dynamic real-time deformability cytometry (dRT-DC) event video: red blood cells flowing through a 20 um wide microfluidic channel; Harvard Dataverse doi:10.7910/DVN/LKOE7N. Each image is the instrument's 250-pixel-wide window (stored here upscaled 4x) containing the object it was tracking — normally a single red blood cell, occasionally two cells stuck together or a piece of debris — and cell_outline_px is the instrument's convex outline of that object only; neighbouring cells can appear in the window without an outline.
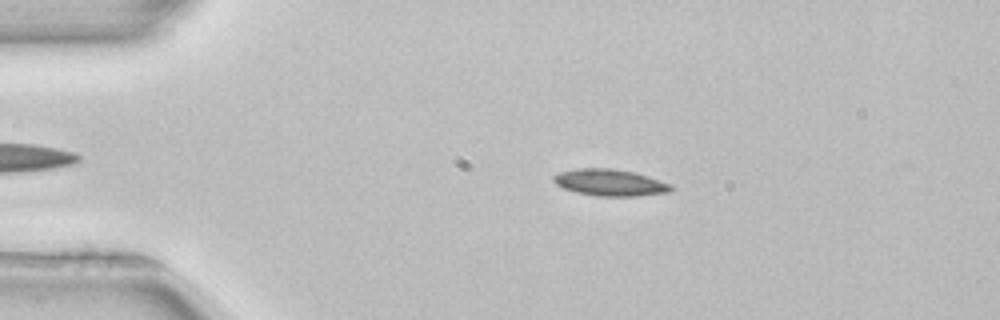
{"species": "common noctule bat (a hibernating species)", "species_latin": "Nyctalus noctula", "temperature_condition": "room temperature", "stored_images_in_passage": 42, "camera_frame_rate_fps": 3000, "um_per_image_px": 0.085, "animal": {"sex": "female", "body_mass_g": 22.7, "forearm_length_mm": 54.2}, "frame": {"image": 1, "passage_image": 1, "time_ms": 0.0, "image_size_px": [1000, 320], "cell_outline_px": [[672, 188], [668, 192], [636, 196], [596, 196], [576, 192], [564, 188], [556, 184], [552, 180], [552, 176], [560, 172], [576, 168], [612, 168], [632, 172], [648, 176], [672, 184]], "centroid_in_image_um": [51.82, 15.51], "position_along_channel_um": 33.2, "area_um2": 18.21}}
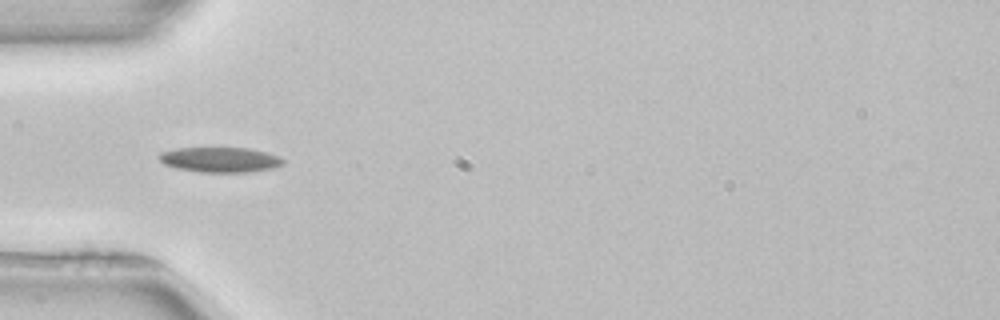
{"frame": {"image": 2, "passage_image": 7, "time_ms": 2.0, "image_size_px": [1000, 320], "cell_outline_px": [[284, 164], [276, 168], [252, 172], [200, 172], [176, 168], [164, 164], [156, 156], [160, 152], [176, 148], [248, 148], [268, 152], [280, 156], [284, 160]], "centroid_in_image_um": [18.74, 13.58], "position_along_channel_um": 66.3, "area_um2": 18.44}}
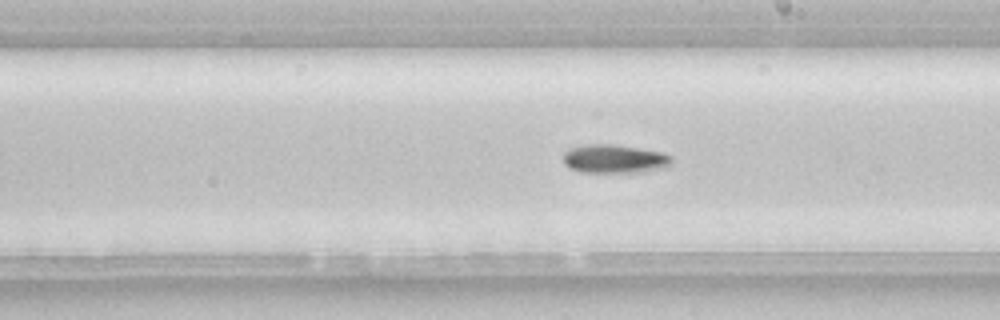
{"frame": {"image": 3, "passage_image": 20, "time_ms": 6.333, "image_size_px": [1000, 320], "cell_outline_px": [[672, 164], [664, 168], [644, 172], [580, 172], [568, 168], [564, 164], [564, 152], [572, 148], [584, 144], [612, 144], [660, 152], [672, 156]], "centroid_in_image_um": [52.22, 13.51], "position_along_channel_um": 236.8, "area_um2": 18.09}, "authors_computed_cell_mechanics": {"area_um2": 16.9932, "velocity_mm_per_s": 3.9471, "shape_relaxation_time_tau1_ms": 4.1647, "shape_relaxation_time_tau2_ms": null, "deformation_change_tau1": 0.0947, "deformation_change_tau2": null}}